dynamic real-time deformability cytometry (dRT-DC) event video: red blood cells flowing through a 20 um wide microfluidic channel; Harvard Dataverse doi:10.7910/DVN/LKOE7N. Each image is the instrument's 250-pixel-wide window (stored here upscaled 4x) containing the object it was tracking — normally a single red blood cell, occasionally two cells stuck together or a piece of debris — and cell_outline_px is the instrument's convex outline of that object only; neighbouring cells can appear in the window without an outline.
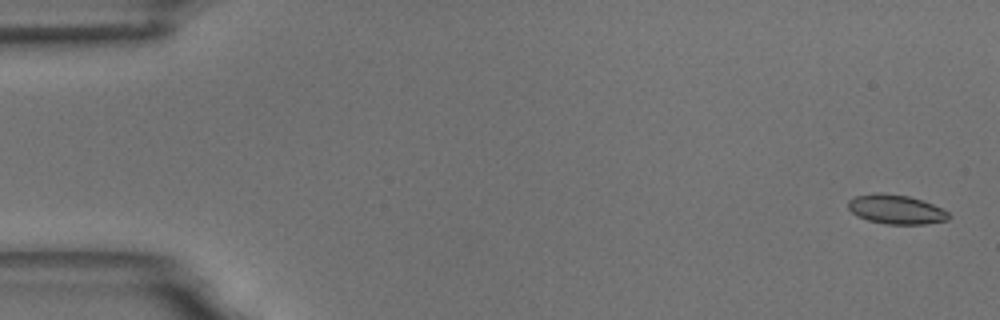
{"species": "common noctule bat (a hibernating species)", "species_latin": "Nyctalus noctula", "temperature_condition": "room temperature", "stored_images_in_passage": 56, "camera_frame_rate_fps": 3000, "um_per_image_px": 0.085, "animal": {"sex": "male", "body_mass_g": 18.8}, "frame": {"image": 1, "passage_image": 2, "time_ms": 0.333, "image_size_px": [1000, 320], "cell_outline_px": [[948, 220], [924, 224], [884, 224], [868, 220], [856, 216], [848, 208], [848, 200], [852, 196], [876, 192], [880, 192], [908, 196], [932, 204], [948, 212]], "centroid_in_image_um": [76.09, 17.79], "position_along_channel_um": 8.9, "area_um2": 17.17}}
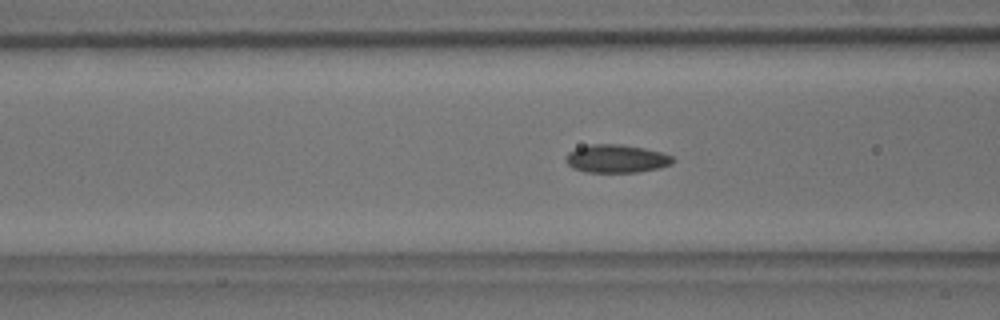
{"frame": {"image": 2, "passage_image": 22, "time_ms": 7.0, "image_size_px": [1000, 320], "cell_outline_px": [[676, 160], [672, 164], [660, 168], [636, 172], [588, 172], [572, 168], [564, 160], [568, 152], [576, 148], [592, 144], [620, 144], [644, 148], [664, 152], [672, 156]], "centroid_in_image_um": [52.42, 13.48], "position_along_channel_um": 114.2, "area_um2": 17.69}}
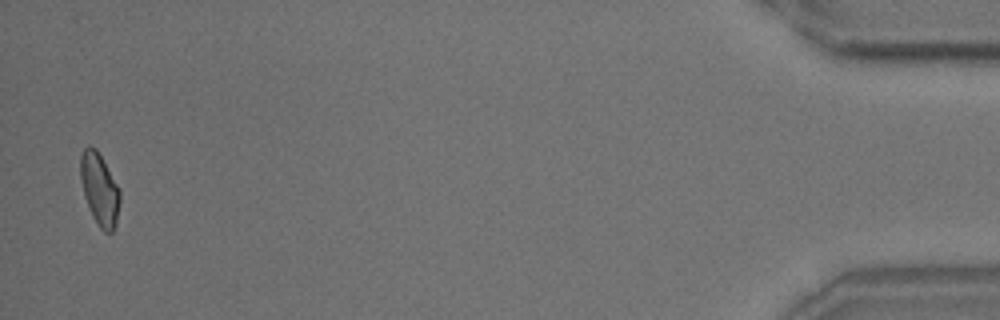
{"frame": {"image": 3, "passage_image": 55, "time_ms": 18.0, "image_size_px": [1000, 320], "cell_outline_px": [[120, 200], [116, 224], [112, 232], [104, 232], [100, 228], [92, 216], [88, 208], [84, 196], [80, 176], [80, 156], [84, 148], [88, 144], [96, 148], [120, 188]], "centroid_in_image_um": [8.46, 16.07], "position_along_channel_um": 426.7, "area_um2": 16.76}, "authors_computed_cell_mechanics": {"area_um2": 17.051, "velocity_mm_per_s": 3.6489, "shape_relaxation_time_tau1_ms": 6.5261, "shape_relaxation_time_tau2_ms": 2.0632, "deformation_change_tau1": 0.1136, "deformation_change_tau2": 0.0708}}